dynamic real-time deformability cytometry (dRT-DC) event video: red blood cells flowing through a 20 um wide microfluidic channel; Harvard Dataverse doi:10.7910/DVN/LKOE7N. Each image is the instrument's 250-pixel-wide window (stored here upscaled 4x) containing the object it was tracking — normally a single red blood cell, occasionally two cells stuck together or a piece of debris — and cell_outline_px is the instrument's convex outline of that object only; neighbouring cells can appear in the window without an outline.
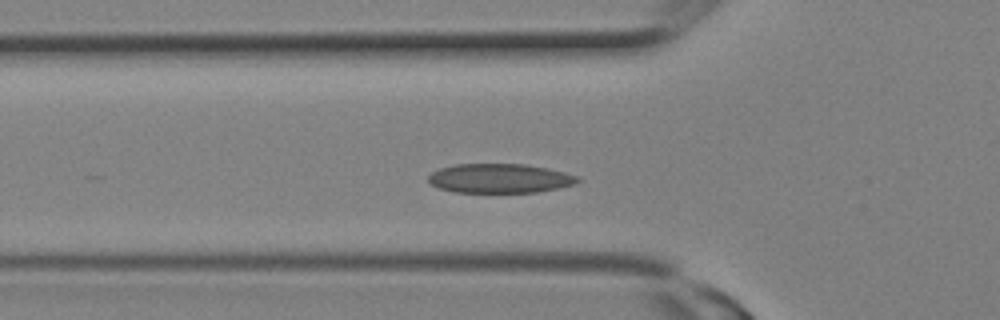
{"species": "Egyptian fruit bat (a non-hibernating species)", "species_latin": "Rousettus aegyptiacus", "temperature_condition": "room temperature", "stored_images_in_passage": 8, "camera_frame_rate_fps": 3000, "um_per_image_px": 0.085, "animal": {"sex": "female"}, "frame": {"image": 1, "passage_image": 6, "time_ms": 1.667, "image_size_px": [1000, 320], "cell_outline_px": [[580, 180], [576, 184], [536, 192], [456, 192], [440, 188], [432, 184], [428, 180], [428, 176], [432, 172], [440, 168], [456, 164], [524, 164], [548, 168], [564, 172], [576, 176]], "centroid_in_image_um": [42.47, 15.15], "position_along_channel_um": 83.3, "area_um2": 25.26}}
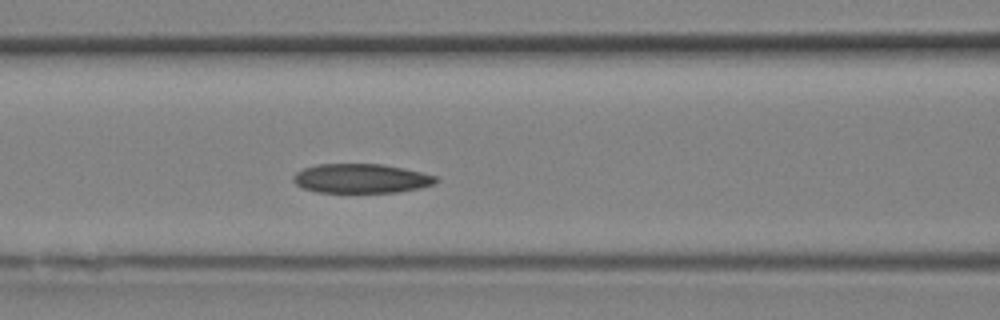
{"frame": {"image": 2, "passage_image": 8, "time_ms": 2.333, "image_size_px": [1000, 320], "cell_outline_px": [[440, 180], [436, 184], [420, 188], [396, 192], [316, 192], [304, 188], [296, 184], [292, 180], [292, 176], [296, 172], [304, 168], [316, 164], [384, 164], [404, 168], [436, 176]], "centroid_in_image_um": [30.71, 15.16], "position_along_channel_um": 135.9, "area_um2": 24.45}}